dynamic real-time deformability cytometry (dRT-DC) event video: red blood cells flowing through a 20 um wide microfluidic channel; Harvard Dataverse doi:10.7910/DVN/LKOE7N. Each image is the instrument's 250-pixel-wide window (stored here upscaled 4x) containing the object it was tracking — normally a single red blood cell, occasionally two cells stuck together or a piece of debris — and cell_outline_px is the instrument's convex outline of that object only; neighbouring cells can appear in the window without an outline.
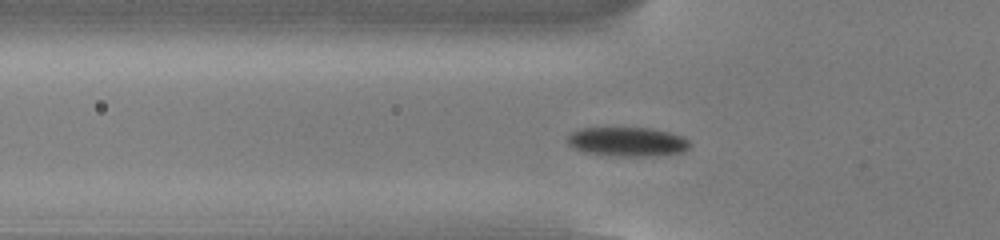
{"species": "common noctule bat (a hibernating species)", "species_latin": "Nyctalus noctula", "temperature_condition": "cold", "stored_images_in_passage": 43, "camera_frame_rate_fps": 3000, "um_per_image_px": 0.085, "animal": {"sex": "male", "body_mass_g": 13.0, "forearm_length_mm": 53.1}, "frame": {"image": 1, "passage_image": 7, "time_ms": 2.0, "image_size_px": [1000, 240], "cell_outline_px": [[692, 144], [684, 152], [648, 156], [616, 156], [584, 152], [572, 148], [568, 144], [568, 136], [572, 132], [580, 128], [652, 128], [684, 136]], "centroid_in_image_um": [53.34, 12.05], "position_along_channel_um": 72.5, "area_um2": 20.92}}
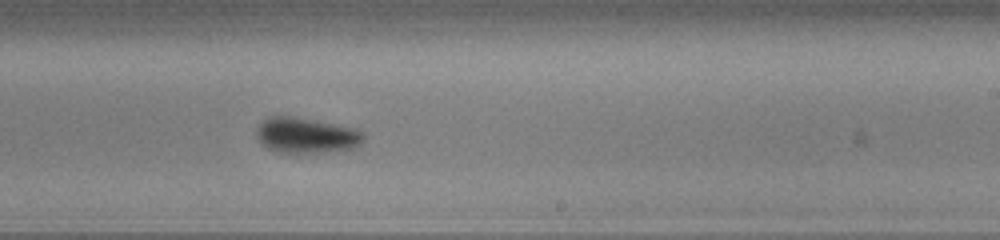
{"frame": {"image": 2, "passage_image": 22, "time_ms": 7.0, "image_size_px": [1000, 240], "cell_outline_px": [[364, 140], [360, 144], [352, 148], [320, 152], [276, 152], [268, 148], [256, 136], [256, 128], [268, 116], [292, 116], [356, 128], [364, 132]], "centroid_in_image_um": [26.03, 11.49], "position_along_channel_um": 263.0, "area_um2": 21.91}}
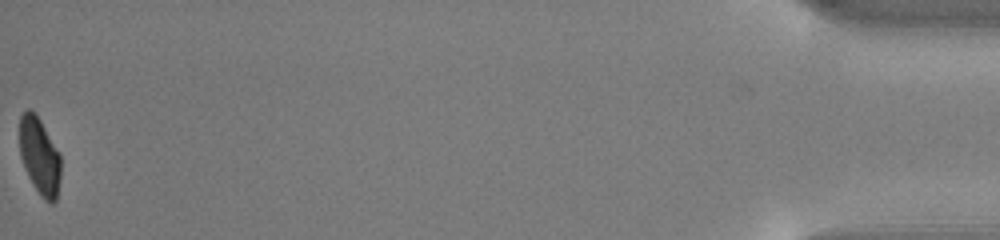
{"frame": {"image": 3, "passage_image": 43, "time_ms": 14.0, "image_size_px": [1000, 240], "cell_outline_px": [[60, 180], [56, 200], [52, 204], [44, 200], [40, 196], [32, 184], [24, 168], [20, 156], [20, 116], [28, 108], [36, 112], [60, 156]], "centroid_in_image_um": [3.35, 13.3], "position_along_channel_um": 431.8, "area_um2": 18.5}, "authors_computed_cell_mechanics": {"area_um2": 21.1548, "velocity_mm_per_s": 3.8199, "shape_relaxation_time_tau1_ms": 1.728, "shape_relaxation_time_tau2_ms": null, "deformation_change_tau1": 0.0901, "deformation_change_tau2": null}}